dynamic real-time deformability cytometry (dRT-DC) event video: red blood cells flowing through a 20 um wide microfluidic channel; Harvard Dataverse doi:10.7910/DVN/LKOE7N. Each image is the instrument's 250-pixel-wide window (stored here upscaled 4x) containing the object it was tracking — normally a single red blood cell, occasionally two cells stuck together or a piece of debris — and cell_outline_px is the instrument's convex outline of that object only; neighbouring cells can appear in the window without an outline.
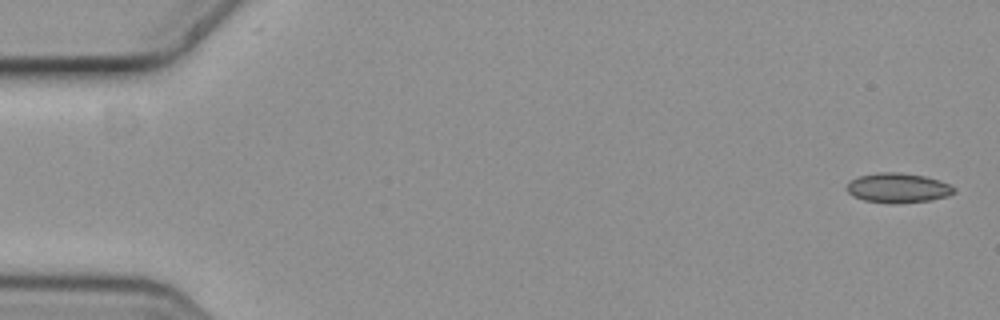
{"species": "common noctule bat (a hibernating species)", "species_latin": "Nyctalus noctula", "temperature_condition": "cold", "stored_images_in_passage": 4, "camera_frame_rate_fps": 3000, "um_per_image_px": 0.085, "animal": {"sex": "female", "body_mass_g": 19.3, "forearm_length_mm": 54.1}, "frame": {"image": 1, "passage_image": 1, "time_ms": 0.0, "image_size_px": [1000, 320], "cell_outline_px": [[956, 192], [948, 196], [932, 200], [896, 204], [892, 204], [864, 200], [848, 192], [848, 184], [852, 180], [860, 176], [880, 172], [900, 172], [924, 176], [940, 180], [956, 188]], "centroid_in_image_um": [76.39, 15.98], "position_along_channel_um": 8.6, "area_um2": 18.5}}